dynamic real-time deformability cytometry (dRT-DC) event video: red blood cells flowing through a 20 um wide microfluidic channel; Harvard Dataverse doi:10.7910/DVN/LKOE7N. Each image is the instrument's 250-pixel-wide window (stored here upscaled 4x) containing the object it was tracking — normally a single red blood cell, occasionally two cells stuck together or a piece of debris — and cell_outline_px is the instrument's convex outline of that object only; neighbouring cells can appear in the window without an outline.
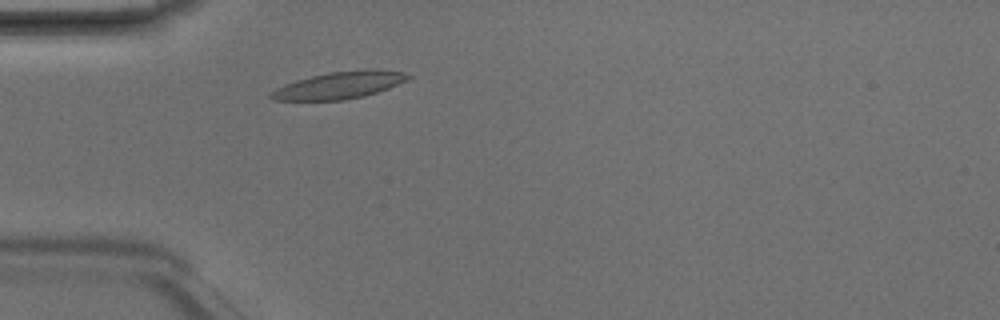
{"species": "Egyptian fruit bat (a non-hibernating species)", "species_latin": "Rousettus aegyptiacus", "temperature_condition": "room temperature", "stored_images_in_passage": 1, "camera_frame_rate_fps": 3000, "um_per_image_px": 0.085, "animal": {"sex": "male"}, "frame": {"image": 1, "passage_image": 1, "time_ms": 0.0, "image_size_px": [1000, 320], "cell_outline_px": [[412, 76], [388, 88], [364, 96], [344, 100], [272, 100], [268, 96], [276, 88], [284, 84], [296, 80], [328, 72], [364, 68], [380, 68], [404, 72]], "centroid_in_image_um": [28.85, 7.22], "position_along_channel_um": 56.2, "area_um2": 21.73}}